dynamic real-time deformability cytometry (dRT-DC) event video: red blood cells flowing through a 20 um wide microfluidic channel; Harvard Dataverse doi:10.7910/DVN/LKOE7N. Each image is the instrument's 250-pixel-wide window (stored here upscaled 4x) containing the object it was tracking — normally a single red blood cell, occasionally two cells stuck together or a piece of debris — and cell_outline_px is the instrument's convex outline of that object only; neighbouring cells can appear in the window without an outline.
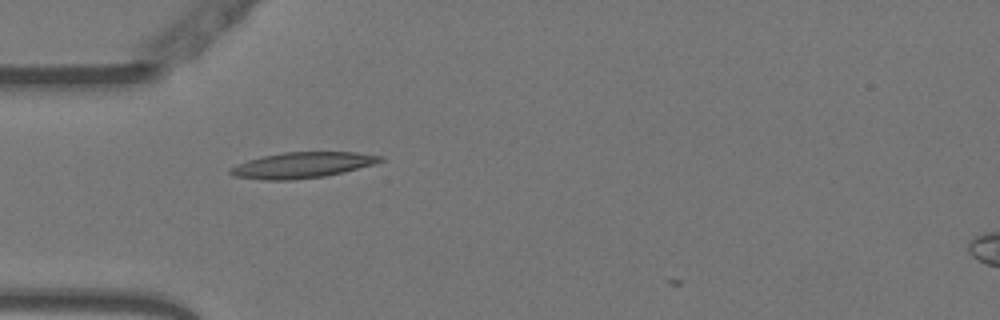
{"species": "Egyptian fruit bat (a non-hibernating species)", "species_latin": "Rousettus aegyptiacus", "temperature_condition": "warm", "stored_images_in_passage": 33, "camera_frame_rate_fps": 3000, "um_per_image_px": 0.085, "animal": {"sex": "female"}, "frame": {"image": 1, "passage_image": 1, "time_ms": 0.0, "image_size_px": [1000, 320], "cell_outline_px": [[384, 160], [376, 164], [344, 172], [324, 176], [292, 180], [264, 180], [236, 176], [228, 172], [228, 168], [236, 164], [248, 160], [264, 156], [284, 152], [356, 152], [384, 156]], "centroid_in_image_um": [25.72, 14.03], "position_along_channel_um": 59.3, "area_um2": 22.6}}
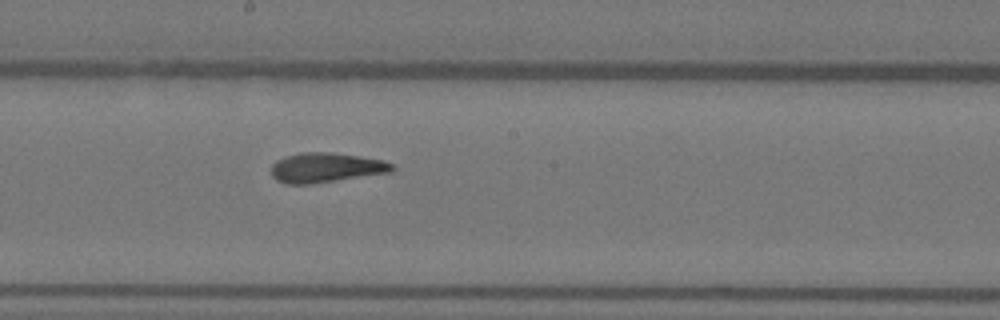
{"frame": {"image": 2, "passage_image": 14, "time_ms": 4.333, "image_size_px": [1000, 320], "cell_outline_px": [[396, 168], [392, 172], [308, 184], [288, 184], [276, 180], [272, 176], [272, 164], [276, 160], [300, 152], [328, 152], [384, 160], [392, 164]], "centroid_in_image_um": [27.7, 14.25], "position_along_channel_um": 220.5, "area_um2": 20.69}}
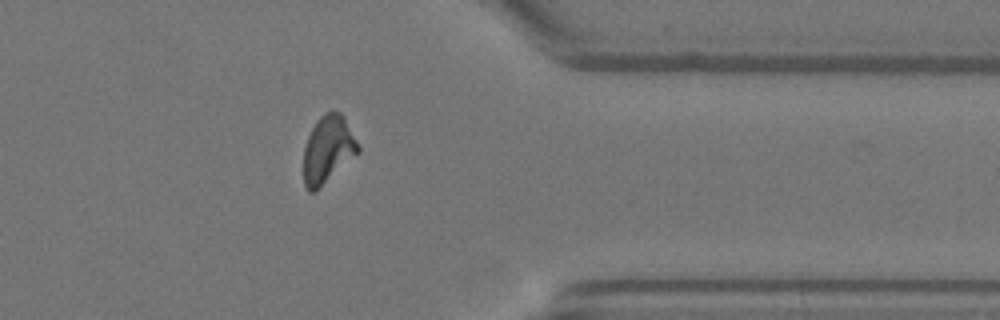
{"frame": {"image": 3, "passage_image": 28, "time_ms": 9.0, "image_size_px": [1000, 320], "cell_outline_px": [[360, 152], [316, 192], [308, 192], [304, 184], [304, 148], [308, 136], [316, 120], [324, 112], [332, 108], [340, 112], [344, 116], [360, 148]], "centroid_in_image_um": [27.87, 12.69], "position_along_channel_um": 383.5, "area_um2": 21.73}}